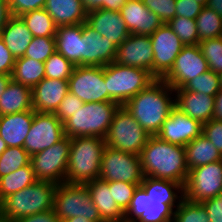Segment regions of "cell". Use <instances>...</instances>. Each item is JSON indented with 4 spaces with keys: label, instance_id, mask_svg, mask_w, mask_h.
Masks as SVG:
<instances>
[{
    "label": "cell",
    "instance_id": "obj_31",
    "mask_svg": "<svg viewBox=\"0 0 222 222\" xmlns=\"http://www.w3.org/2000/svg\"><path fill=\"white\" fill-rule=\"evenodd\" d=\"M45 78L44 63L28 57H18L14 64L12 79L31 89Z\"/></svg>",
    "mask_w": 222,
    "mask_h": 222
},
{
    "label": "cell",
    "instance_id": "obj_12",
    "mask_svg": "<svg viewBox=\"0 0 222 222\" xmlns=\"http://www.w3.org/2000/svg\"><path fill=\"white\" fill-rule=\"evenodd\" d=\"M222 195V160L208 163L188 171L184 184V197L192 202Z\"/></svg>",
    "mask_w": 222,
    "mask_h": 222
},
{
    "label": "cell",
    "instance_id": "obj_40",
    "mask_svg": "<svg viewBox=\"0 0 222 222\" xmlns=\"http://www.w3.org/2000/svg\"><path fill=\"white\" fill-rule=\"evenodd\" d=\"M199 47L209 70L216 74L222 73V36L199 42Z\"/></svg>",
    "mask_w": 222,
    "mask_h": 222
},
{
    "label": "cell",
    "instance_id": "obj_10",
    "mask_svg": "<svg viewBox=\"0 0 222 222\" xmlns=\"http://www.w3.org/2000/svg\"><path fill=\"white\" fill-rule=\"evenodd\" d=\"M71 140L65 136L49 148L31 155V165L37 180L54 184L66 183Z\"/></svg>",
    "mask_w": 222,
    "mask_h": 222
},
{
    "label": "cell",
    "instance_id": "obj_1",
    "mask_svg": "<svg viewBox=\"0 0 222 222\" xmlns=\"http://www.w3.org/2000/svg\"><path fill=\"white\" fill-rule=\"evenodd\" d=\"M183 198L180 183L144 176L124 212V221L173 222L175 209Z\"/></svg>",
    "mask_w": 222,
    "mask_h": 222
},
{
    "label": "cell",
    "instance_id": "obj_44",
    "mask_svg": "<svg viewBox=\"0 0 222 222\" xmlns=\"http://www.w3.org/2000/svg\"><path fill=\"white\" fill-rule=\"evenodd\" d=\"M83 104L84 102L82 100L68 92L54 114L62 121V123H64L77 110H79Z\"/></svg>",
    "mask_w": 222,
    "mask_h": 222
},
{
    "label": "cell",
    "instance_id": "obj_58",
    "mask_svg": "<svg viewBox=\"0 0 222 222\" xmlns=\"http://www.w3.org/2000/svg\"><path fill=\"white\" fill-rule=\"evenodd\" d=\"M0 222H16V220L10 218V217H7V216H3L1 213H0Z\"/></svg>",
    "mask_w": 222,
    "mask_h": 222
},
{
    "label": "cell",
    "instance_id": "obj_5",
    "mask_svg": "<svg viewBox=\"0 0 222 222\" xmlns=\"http://www.w3.org/2000/svg\"><path fill=\"white\" fill-rule=\"evenodd\" d=\"M119 107L114 101L84 103L63 123L65 136L105 138Z\"/></svg>",
    "mask_w": 222,
    "mask_h": 222
},
{
    "label": "cell",
    "instance_id": "obj_32",
    "mask_svg": "<svg viewBox=\"0 0 222 222\" xmlns=\"http://www.w3.org/2000/svg\"><path fill=\"white\" fill-rule=\"evenodd\" d=\"M36 181L31 163L0 177V202L10 194L16 193Z\"/></svg>",
    "mask_w": 222,
    "mask_h": 222
},
{
    "label": "cell",
    "instance_id": "obj_43",
    "mask_svg": "<svg viewBox=\"0 0 222 222\" xmlns=\"http://www.w3.org/2000/svg\"><path fill=\"white\" fill-rule=\"evenodd\" d=\"M145 7L154 12L163 23L176 16V0H142Z\"/></svg>",
    "mask_w": 222,
    "mask_h": 222
},
{
    "label": "cell",
    "instance_id": "obj_19",
    "mask_svg": "<svg viewBox=\"0 0 222 222\" xmlns=\"http://www.w3.org/2000/svg\"><path fill=\"white\" fill-rule=\"evenodd\" d=\"M117 46L83 23L82 65L102 66L114 62Z\"/></svg>",
    "mask_w": 222,
    "mask_h": 222
},
{
    "label": "cell",
    "instance_id": "obj_2",
    "mask_svg": "<svg viewBox=\"0 0 222 222\" xmlns=\"http://www.w3.org/2000/svg\"><path fill=\"white\" fill-rule=\"evenodd\" d=\"M175 106V90L156 79L123 107L150 136H156Z\"/></svg>",
    "mask_w": 222,
    "mask_h": 222
},
{
    "label": "cell",
    "instance_id": "obj_48",
    "mask_svg": "<svg viewBox=\"0 0 222 222\" xmlns=\"http://www.w3.org/2000/svg\"><path fill=\"white\" fill-rule=\"evenodd\" d=\"M126 2L127 0H82L87 12L100 8L111 11H120Z\"/></svg>",
    "mask_w": 222,
    "mask_h": 222
},
{
    "label": "cell",
    "instance_id": "obj_16",
    "mask_svg": "<svg viewBox=\"0 0 222 222\" xmlns=\"http://www.w3.org/2000/svg\"><path fill=\"white\" fill-rule=\"evenodd\" d=\"M150 38L154 52V77L162 79L185 45L166 23L152 33Z\"/></svg>",
    "mask_w": 222,
    "mask_h": 222
},
{
    "label": "cell",
    "instance_id": "obj_4",
    "mask_svg": "<svg viewBox=\"0 0 222 222\" xmlns=\"http://www.w3.org/2000/svg\"><path fill=\"white\" fill-rule=\"evenodd\" d=\"M70 140L66 183L85 184L99 178L105 138L73 137Z\"/></svg>",
    "mask_w": 222,
    "mask_h": 222
},
{
    "label": "cell",
    "instance_id": "obj_56",
    "mask_svg": "<svg viewBox=\"0 0 222 222\" xmlns=\"http://www.w3.org/2000/svg\"><path fill=\"white\" fill-rule=\"evenodd\" d=\"M62 222H92V221L85 219L84 216H82V217L80 216V217L65 219Z\"/></svg>",
    "mask_w": 222,
    "mask_h": 222
},
{
    "label": "cell",
    "instance_id": "obj_57",
    "mask_svg": "<svg viewBox=\"0 0 222 222\" xmlns=\"http://www.w3.org/2000/svg\"><path fill=\"white\" fill-rule=\"evenodd\" d=\"M8 148L5 141L0 137V155Z\"/></svg>",
    "mask_w": 222,
    "mask_h": 222
},
{
    "label": "cell",
    "instance_id": "obj_25",
    "mask_svg": "<svg viewBox=\"0 0 222 222\" xmlns=\"http://www.w3.org/2000/svg\"><path fill=\"white\" fill-rule=\"evenodd\" d=\"M33 116L34 110L0 116V137L8 147H23Z\"/></svg>",
    "mask_w": 222,
    "mask_h": 222
},
{
    "label": "cell",
    "instance_id": "obj_22",
    "mask_svg": "<svg viewBox=\"0 0 222 222\" xmlns=\"http://www.w3.org/2000/svg\"><path fill=\"white\" fill-rule=\"evenodd\" d=\"M215 97L199 92L175 89V105L202 125L214 118Z\"/></svg>",
    "mask_w": 222,
    "mask_h": 222
},
{
    "label": "cell",
    "instance_id": "obj_33",
    "mask_svg": "<svg viewBox=\"0 0 222 222\" xmlns=\"http://www.w3.org/2000/svg\"><path fill=\"white\" fill-rule=\"evenodd\" d=\"M34 37H54L57 26L47 11L42 8L20 16Z\"/></svg>",
    "mask_w": 222,
    "mask_h": 222
},
{
    "label": "cell",
    "instance_id": "obj_37",
    "mask_svg": "<svg viewBox=\"0 0 222 222\" xmlns=\"http://www.w3.org/2000/svg\"><path fill=\"white\" fill-rule=\"evenodd\" d=\"M45 78L68 80L72 75L75 65L62 54L54 52L45 62Z\"/></svg>",
    "mask_w": 222,
    "mask_h": 222
},
{
    "label": "cell",
    "instance_id": "obj_39",
    "mask_svg": "<svg viewBox=\"0 0 222 222\" xmlns=\"http://www.w3.org/2000/svg\"><path fill=\"white\" fill-rule=\"evenodd\" d=\"M183 88L187 91L204 93L215 97L221 90L219 74L208 70L192 79Z\"/></svg>",
    "mask_w": 222,
    "mask_h": 222
},
{
    "label": "cell",
    "instance_id": "obj_36",
    "mask_svg": "<svg viewBox=\"0 0 222 222\" xmlns=\"http://www.w3.org/2000/svg\"><path fill=\"white\" fill-rule=\"evenodd\" d=\"M173 222H209V219L201 202H192L184 197L175 209Z\"/></svg>",
    "mask_w": 222,
    "mask_h": 222
},
{
    "label": "cell",
    "instance_id": "obj_42",
    "mask_svg": "<svg viewBox=\"0 0 222 222\" xmlns=\"http://www.w3.org/2000/svg\"><path fill=\"white\" fill-rule=\"evenodd\" d=\"M138 186H140V184H131L120 181L109 182V190H112L113 199L123 212L127 210Z\"/></svg>",
    "mask_w": 222,
    "mask_h": 222
},
{
    "label": "cell",
    "instance_id": "obj_18",
    "mask_svg": "<svg viewBox=\"0 0 222 222\" xmlns=\"http://www.w3.org/2000/svg\"><path fill=\"white\" fill-rule=\"evenodd\" d=\"M201 133L202 124L175 106L156 136L169 143L185 146Z\"/></svg>",
    "mask_w": 222,
    "mask_h": 222
},
{
    "label": "cell",
    "instance_id": "obj_38",
    "mask_svg": "<svg viewBox=\"0 0 222 222\" xmlns=\"http://www.w3.org/2000/svg\"><path fill=\"white\" fill-rule=\"evenodd\" d=\"M167 24L184 45H199L197 25L194 19L175 16Z\"/></svg>",
    "mask_w": 222,
    "mask_h": 222
},
{
    "label": "cell",
    "instance_id": "obj_13",
    "mask_svg": "<svg viewBox=\"0 0 222 222\" xmlns=\"http://www.w3.org/2000/svg\"><path fill=\"white\" fill-rule=\"evenodd\" d=\"M69 92L84 103L108 101V91L102 66H75L68 79Z\"/></svg>",
    "mask_w": 222,
    "mask_h": 222
},
{
    "label": "cell",
    "instance_id": "obj_50",
    "mask_svg": "<svg viewBox=\"0 0 222 222\" xmlns=\"http://www.w3.org/2000/svg\"><path fill=\"white\" fill-rule=\"evenodd\" d=\"M16 58L0 37V74L12 75Z\"/></svg>",
    "mask_w": 222,
    "mask_h": 222
},
{
    "label": "cell",
    "instance_id": "obj_23",
    "mask_svg": "<svg viewBox=\"0 0 222 222\" xmlns=\"http://www.w3.org/2000/svg\"><path fill=\"white\" fill-rule=\"evenodd\" d=\"M31 90L33 110L54 113L69 92L68 80L44 78Z\"/></svg>",
    "mask_w": 222,
    "mask_h": 222
},
{
    "label": "cell",
    "instance_id": "obj_55",
    "mask_svg": "<svg viewBox=\"0 0 222 222\" xmlns=\"http://www.w3.org/2000/svg\"><path fill=\"white\" fill-rule=\"evenodd\" d=\"M11 79H12V75L0 74V96L5 91L7 85L11 81Z\"/></svg>",
    "mask_w": 222,
    "mask_h": 222
},
{
    "label": "cell",
    "instance_id": "obj_54",
    "mask_svg": "<svg viewBox=\"0 0 222 222\" xmlns=\"http://www.w3.org/2000/svg\"><path fill=\"white\" fill-rule=\"evenodd\" d=\"M205 7L214 10L222 17V0H207Z\"/></svg>",
    "mask_w": 222,
    "mask_h": 222
},
{
    "label": "cell",
    "instance_id": "obj_41",
    "mask_svg": "<svg viewBox=\"0 0 222 222\" xmlns=\"http://www.w3.org/2000/svg\"><path fill=\"white\" fill-rule=\"evenodd\" d=\"M55 51V37H34L23 57L44 63Z\"/></svg>",
    "mask_w": 222,
    "mask_h": 222
},
{
    "label": "cell",
    "instance_id": "obj_30",
    "mask_svg": "<svg viewBox=\"0 0 222 222\" xmlns=\"http://www.w3.org/2000/svg\"><path fill=\"white\" fill-rule=\"evenodd\" d=\"M184 147L188 170L222 160V154L202 134Z\"/></svg>",
    "mask_w": 222,
    "mask_h": 222
},
{
    "label": "cell",
    "instance_id": "obj_20",
    "mask_svg": "<svg viewBox=\"0 0 222 222\" xmlns=\"http://www.w3.org/2000/svg\"><path fill=\"white\" fill-rule=\"evenodd\" d=\"M86 23L117 47L130 35L120 11L92 10L87 12Z\"/></svg>",
    "mask_w": 222,
    "mask_h": 222
},
{
    "label": "cell",
    "instance_id": "obj_45",
    "mask_svg": "<svg viewBox=\"0 0 222 222\" xmlns=\"http://www.w3.org/2000/svg\"><path fill=\"white\" fill-rule=\"evenodd\" d=\"M222 154V121L212 118L202 125V133Z\"/></svg>",
    "mask_w": 222,
    "mask_h": 222
},
{
    "label": "cell",
    "instance_id": "obj_8",
    "mask_svg": "<svg viewBox=\"0 0 222 222\" xmlns=\"http://www.w3.org/2000/svg\"><path fill=\"white\" fill-rule=\"evenodd\" d=\"M53 210L61 221L84 216L89 221L102 222L85 184H58L54 194Z\"/></svg>",
    "mask_w": 222,
    "mask_h": 222
},
{
    "label": "cell",
    "instance_id": "obj_49",
    "mask_svg": "<svg viewBox=\"0 0 222 222\" xmlns=\"http://www.w3.org/2000/svg\"><path fill=\"white\" fill-rule=\"evenodd\" d=\"M208 214L209 222H222V195L201 202Z\"/></svg>",
    "mask_w": 222,
    "mask_h": 222
},
{
    "label": "cell",
    "instance_id": "obj_59",
    "mask_svg": "<svg viewBox=\"0 0 222 222\" xmlns=\"http://www.w3.org/2000/svg\"><path fill=\"white\" fill-rule=\"evenodd\" d=\"M197 1L199 4L203 5L205 7L207 0H195Z\"/></svg>",
    "mask_w": 222,
    "mask_h": 222
},
{
    "label": "cell",
    "instance_id": "obj_53",
    "mask_svg": "<svg viewBox=\"0 0 222 222\" xmlns=\"http://www.w3.org/2000/svg\"><path fill=\"white\" fill-rule=\"evenodd\" d=\"M214 118L222 121V89L215 96Z\"/></svg>",
    "mask_w": 222,
    "mask_h": 222
},
{
    "label": "cell",
    "instance_id": "obj_26",
    "mask_svg": "<svg viewBox=\"0 0 222 222\" xmlns=\"http://www.w3.org/2000/svg\"><path fill=\"white\" fill-rule=\"evenodd\" d=\"M83 23L57 27L55 34L56 52L62 54L75 66L82 65Z\"/></svg>",
    "mask_w": 222,
    "mask_h": 222
},
{
    "label": "cell",
    "instance_id": "obj_6",
    "mask_svg": "<svg viewBox=\"0 0 222 222\" xmlns=\"http://www.w3.org/2000/svg\"><path fill=\"white\" fill-rule=\"evenodd\" d=\"M57 184L37 180L0 202V213L14 220L53 209Z\"/></svg>",
    "mask_w": 222,
    "mask_h": 222
},
{
    "label": "cell",
    "instance_id": "obj_46",
    "mask_svg": "<svg viewBox=\"0 0 222 222\" xmlns=\"http://www.w3.org/2000/svg\"><path fill=\"white\" fill-rule=\"evenodd\" d=\"M46 0H7L11 15L21 16L27 12L44 8Z\"/></svg>",
    "mask_w": 222,
    "mask_h": 222
},
{
    "label": "cell",
    "instance_id": "obj_52",
    "mask_svg": "<svg viewBox=\"0 0 222 222\" xmlns=\"http://www.w3.org/2000/svg\"><path fill=\"white\" fill-rule=\"evenodd\" d=\"M11 13L7 0H0V30L6 25Z\"/></svg>",
    "mask_w": 222,
    "mask_h": 222
},
{
    "label": "cell",
    "instance_id": "obj_47",
    "mask_svg": "<svg viewBox=\"0 0 222 222\" xmlns=\"http://www.w3.org/2000/svg\"><path fill=\"white\" fill-rule=\"evenodd\" d=\"M203 8L204 6L195 0H176V16L195 20Z\"/></svg>",
    "mask_w": 222,
    "mask_h": 222
},
{
    "label": "cell",
    "instance_id": "obj_35",
    "mask_svg": "<svg viewBox=\"0 0 222 222\" xmlns=\"http://www.w3.org/2000/svg\"><path fill=\"white\" fill-rule=\"evenodd\" d=\"M31 155L23 147H8L0 155V177L30 164Z\"/></svg>",
    "mask_w": 222,
    "mask_h": 222
},
{
    "label": "cell",
    "instance_id": "obj_21",
    "mask_svg": "<svg viewBox=\"0 0 222 222\" xmlns=\"http://www.w3.org/2000/svg\"><path fill=\"white\" fill-rule=\"evenodd\" d=\"M120 13L130 34L150 36L163 22L149 11L142 0H127Z\"/></svg>",
    "mask_w": 222,
    "mask_h": 222
},
{
    "label": "cell",
    "instance_id": "obj_28",
    "mask_svg": "<svg viewBox=\"0 0 222 222\" xmlns=\"http://www.w3.org/2000/svg\"><path fill=\"white\" fill-rule=\"evenodd\" d=\"M0 37L15 58L24 56L34 38L23 19L14 15L10 16L6 25L0 30Z\"/></svg>",
    "mask_w": 222,
    "mask_h": 222
},
{
    "label": "cell",
    "instance_id": "obj_11",
    "mask_svg": "<svg viewBox=\"0 0 222 222\" xmlns=\"http://www.w3.org/2000/svg\"><path fill=\"white\" fill-rule=\"evenodd\" d=\"M99 179L141 184L144 179L139 155L123 152L106 145L100 165Z\"/></svg>",
    "mask_w": 222,
    "mask_h": 222
},
{
    "label": "cell",
    "instance_id": "obj_7",
    "mask_svg": "<svg viewBox=\"0 0 222 222\" xmlns=\"http://www.w3.org/2000/svg\"><path fill=\"white\" fill-rule=\"evenodd\" d=\"M108 101L124 106L132 97L147 88L156 78L147 70L122 66L115 62L104 66Z\"/></svg>",
    "mask_w": 222,
    "mask_h": 222
},
{
    "label": "cell",
    "instance_id": "obj_3",
    "mask_svg": "<svg viewBox=\"0 0 222 222\" xmlns=\"http://www.w3.org/2000/svg\"><path fill=\"white\" fill-rule=\"evenodd\" d=\"M139 157L144 176L175 181L184 187L189 171L184 146L150 136Z\"/></svg>",
    "mask_w": 222,
    "mask_h": 222
},
{
    "label": "cell",
    "instance_id": "obj_27",
    "mask_svg": "<svg viewBox=\"0 0 222 222\" xmlns=\"http://www.w3.org/2000/svg\"><path fill=\"white\" fill-rule=\"evenodd\" d=\"M44 9L57 27L86 22L87 11L82 0H46Z\"/></svg>",
    "mask_w": 222,
    "mask_h": 222
},
{
    "label": "cell",
    "instance_id": "obj_34",
    "mask_svg": "<svg viewBox=\"0 0 222 222\" xmlns=\"http://www.w3.org/2000/svg\"><path fill=\"white\" fill-rule=\"evenodd\" d=\"M199 42L222 36V17L204 7L195 19Z\"/></svg>",
    "mask_w": 222,
    "mask_h": 222
},
{
    "label": "cell",
    "instance_id": "obj_51",
    "mask_svg": "<svg viewBox=\"0 0 222 222\" xmlns=\"http://www.w3.org/2000/svg\"><path fill=\"white\" fill-rule=\"evenodd\" d=\"M16 222H62V221L57 217L54 210L52 209L42 213H37L34 215L18 218Z\"/></svg>",
    "mask_w": 222,
    "mask_h": 222
},
{
    "label": "cell",
    "instance_id": "obj_14",
    "mask_svg": "<svg viewBox=\"0 0 222 222\" xmlns=\"http://www.w3.org/2000/svg\"><path fill=\"white\" fill-rule=\"evenodd\" d=\"M64 137L63 123L54 113L34 111L33 122L23 148L33 155L53 146Z\"/></svg>",
    "mask_w": 222,
    "mask_h": 222
},
{
    "label": "cell",
    "instance_id": "obj_17",
    "mask_svg": "<svg viewBox=\"0 0 222 222\" xmlns=\"http://www.w3.org/2000/svg\"><path fill=\"white\" fill-rule=\"evenodd\" d=\"M114 62L145 69L154 76V52L150 36L130 34L117 47Z\"/></svg>",
    "mask_w": 222,
    "mask_h": 222
},
{
    "label": "cell",
    "instance_id": "obj_24",
    "mask_svg": "<svg viewBox=\"0 0 222 222\" xmlns=\"http://www.w3.org/2000/svg\"><path fill=\"white\" fill-rule=\"evenodd\" d=\"M91 201L97 207L102 222H123L124 212L113 199L109 182L99 178L86 182Z\"/></svg>",
    "mask_w": 222,
    "mask_h": 222
},
{
    "label": "cell",
    "instance_id": "obj_29",
    "mask_svg": "<svg viewBox=\"0 0 222 222\" xmlns=\"http://www.w3.org/2000/svg\"><path fill=\"white\" fill-rule=\"evenodd\" d=\"M33 110L32 90L13 79L0 96V116Z\"/></svg>",
    "mask_w": 222,
    "mask_h": 222
},
{
    "label": "cell",
    "instance_id": "obj_60",
    "mask_svg": "<svg viewBox=\"0 0 222 222\" xmlns=\"http://www.w3.org/2000/svg\"><path fill=\"white\" fill-rule=\"evenodd\" d=\"M220 87L222 89V73L219 74Z\"/></svg>",
    "mask_w": 222,
    "mask_h": 222
},
{
    "label": "cell",
    "instance_id": "obj_9",
    "mask_svg": "<svg viewBox=\"0 0 222 222\" xmlns=\"http://www.w3.org/2000/svg\"><path fill=\"white\" fill-rule=\"evenodd\" d=\"M150 135L120 106L113 116L105 143L111 148L139 155Z\"/></svg>",
    "mask_w": 222,
    "mask_h": 222
},
{
    "label": "cell",
    "instance_id": "obj_15",
    "mask_svg": "<svg viewBox=\"0 0 222 222\" xmlns=\"http://www.w3.org/2000/svg\"><path fill=\"white\" fill-rule=\"evenodd\" d=\"M208 70L207 61L199 45H185L162 80L174 90L180 89Z\"/></svg>",
    "mask_w": 222,
    "mask_h": 222
}]
</instances>
